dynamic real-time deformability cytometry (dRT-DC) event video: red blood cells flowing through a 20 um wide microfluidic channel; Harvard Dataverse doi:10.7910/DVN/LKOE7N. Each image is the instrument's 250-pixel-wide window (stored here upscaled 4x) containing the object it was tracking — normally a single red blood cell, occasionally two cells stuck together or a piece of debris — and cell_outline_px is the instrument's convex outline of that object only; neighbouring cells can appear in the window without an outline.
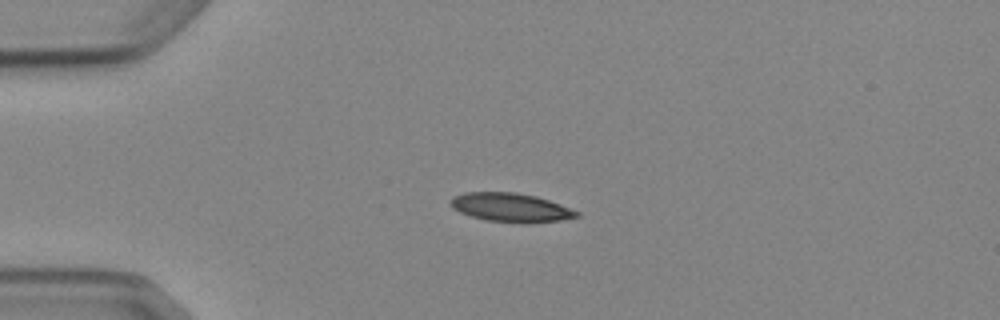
{"species": "Egyptian fruit bat (a non-hibernating species)", "species_latin": "Rousettus aegyptiacus", "temperature_condition": "cold", "stored_images_in_passage": 4, "camera_frame_rate_fps": 3000, "um_per_image_px": 0.085, "animal": {"sex": "female"}, "frame": {"image": 1, "passage_image": 3, "time_ms": 2.333, "image_size_px": [1000, 320], "cell_outline_px": [[580, 216], [560, 220], [528, 224], [488, 220], [472, 216], [460, 212], [452, 208], [448, 204], [452, 196], [464, 192], [516, 192], [536, 196], [560, 204], [580, 212]], "centroid_in_image_um": [43.4, 17.63], "position_along_channel_um": 41.6, "area_um2": 21.33}}